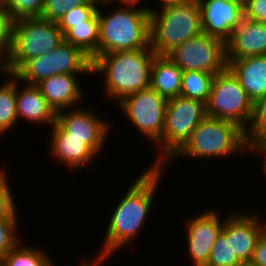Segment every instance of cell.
Segmentation results:
<instances>
[{"label": "cell", "mask_w": 266, "mask_h": 266, "mask_svg": "<svg viewBox=\"0 0 266 266\" xmlns=\"http://www.w3.org/2000/svg\"><path fill=\"white\" fill-rule=\"evenodd\" d=\"M164 170L163 167L150 166L136 177L130 188L128 187V191L110 214L103 245L97 252L101 260H109L114 253L129 245L141 234L156 199V189L160 187L158 185Z\"/></svg>", "instance_id": "1"}, {"label": "cell", "mask_w": 266, "mask_h": 266, "mask_svg": "<svg viewBox=\"0 0 266 266\" xmlns=\"http://www.w3.org/2000/svg\"><path fill=\"white\" fill-rule=\"evenodd\" d=\"M154 55L150 46L99 55L92 61L91 73L104 76L105 98L118 103L126 96L150 87Z\"/></svg>", "instance_id": "2"}, {"label": "cell", "mask_w": 266, "mask_h": 266, "mask_svg": "<svg viewBox=\"0 0 266 266\" xmlns=\"http://www.w3.org/2000/svg\"><path fill=\"white\" fill-rule=\"evenodd\" d=\"M100 7V8H99ZM97 10L99 22L98 56L116 51L136 50L150 46V15L146 6L119 5L105 15Z\"/></svg>", "instance_id": "3"}, {"label": "cell", "mask_w": 266, "mask_h": 266, "mask_svg": "<svg viewBox=\"0 0 266 266\" xmlns=\"http://www.w3.org/2000/svg\"><path fill=\"white\" fill-rule=\"evenodd\" d=\"M150 47L156 55H168L188 39L203 33L197 0L149 9Z\"/></svg>", "instance_id": "4"}, {"label": "cell", "mask_w": 266, "mask_h": 266, "mask_svg": "<svg viewBox=\"0 0 266 266\" xmlns=\"http://www.w3.org/2000/svg\"><path fill=\"white\" fill-rule=\"evenodd\" d=\"M240 152L243 154L248 152L245 131L233 122L206 116L193 130L189 140L163 168L166 169L180 156L204 160L209 157L228 158Z\"/></svg>", "instance_id": "5"}, {"label": "cell", "mask_w": 266, "mask_h": 266, "mask_svg": "<svg viewBox=\"0 0 266 266\" xmlns=\"http://www.w3.org/2000/svg\"><path fill=\"white\" fill-rule=\"evenodd\" d=\"M64 42L58 23L40 17L12 21L9 55L0 71L14 74L27 60L49 53Z\"/></svg>", "instance_id": "6"}, {"label": "cell", "mask_w": 266, "mask_h": 266, "mask_svg": "<svg viewBox=\"0 0 266 266\" xmlns=\"http://www.w3.org/2000/svg\"><path fill=\"white\" fill-rule=\"evenodd\" d=\"M205 117L206 106L200 101L180 95L168 99L162 137L156 144L161 152L152 167H163L184 146Z\"/></svg>", "instance_id": "7"}, {"label": "cell", "mask_w": 266, "mask_h": 266, "mask_svg": "<svg viewBox=\"0 0 266 266\" xmlns=\"http://www.w3.org/2000/svg\"><path fill=\"white\" fill-rule=\"evenodd\" d=\"M253 105L228 68L215 74L205 105L206 116L233 122L246 131L253 116Z\"/></svg>", "instance_id": "8"}, {"label": "cell", "mask_w": 266, "mask_h": 266, "mask_svg": "<svg viewBox=\"0 0 266 266\" xmlns=\"http://www.w3.org/2000/svg\"><path fill=\"white\" fill-rule=\"evenodd\" d=\"M92 62L79 48L63 42L49 53L27 60L13 75L24 84L37 85L59 74H91Z\"/></svg>", "instance_id": "9"}, {"label": "cell", "mask_w": 266, "mask_h": 266, "mask_svg": "<svg viewBox=\"0 0 266 266\" xmlns=\"http://www.w3.org/2000/svg\"><path fill=\"white\" fill-rule=\"evenodd\" d=\"M166 101L148 87L126 96L117 105L136 130L156 145L163 133Z\"/></svg>", "instance_id": "10"}, {"label": "cell", "mask_w": 266, "mask_h": 266, "mask_svg": "<svg viewBox=\"0 0 266 266\" xmlns=\"http://www.w3.org/2000/svg\"><path fill=\"white\" fill-rule=\"evenodd\" d=\"M183 71L218 74L227 68L225 43L202 33L186 40L167 55Z\"/></svg>", "instance_id": "11"}, {"label": "cell", "mask_w": 266, "mask_h": 266, "mask_svg": "<svg viewBox=\"0 0 266 266\" xmlns=\"http://www.w3.org/2000/svg\"><path fill=\"white\" fill-rule=\"evenodd\" d=\"M80 106L56 113V122L68 133V137L83 140L99 156L106 145L111 125L95 111Z\"/></svg>", "instance_id": "12"}, {"label": "cell", "mask_w": 266, "mask_h": 266, "mask_svg": "<svg viewBox=\"0 0 266 266\" xmlns=\"http://www.w3.org/2000/svg\"><path fill=\"white\" fill-rule=\"evenodd\" d=\"M216 209H208L200 215L186 220L187 256L192 260V266H206L214 242L221 233L224 220Z\"/></svg>", "instance_id": "13"}, {"label": "cell", "mask_w": 266, "mask_h": 266, "mask_svg": "<svg viewBox=\"0 0 266 266\" xmlns=\"http://www.w3.org/2000/svg\"><path fill=\"white\" fill-rule=\"evenodd\" d=\"M247 213H227L222 229L230 240L232 251L241 262L250 261L258 239L266 231V220L263 223L259 220L261 214Z\"/></svg>", "instance_id": "14"}, {"label": "cell", "mask_w": 266, "mask_h": 266, "mask_svg": "<svg viewBox=\"0 0 266 266\" xmlns=\"http://www.w3.org/2000/svg\"><path fill=\"white\" fill-rule=\"evenodd\" d=\"M203 33L226 43L243 18V8L229 0H197Z\"/></svg>", "instance_id": "15"}, {"label": "cell", "mask_w": 266, "mask_h": 266, "mask_svg": "<svg viewBox=\"0 0 266 266\" xmlns=\"http://www.w3.org/2000/svg\"><path fill=\"white\" fill-rule=\"evenodd\" d=\"M226 60L266 55V23L242 18L225 43Z\"/></svg>", "instance_id": "16"}, {"label": "cell", "mask_w": 266, "mask_h": 266, "mask_svg": "<svg viewBox=\"0 0 266 266\" xmlns=\"http://www.w3.org/2000/svg\"><path fill=\"white\" fill-rule=\"evenodd\" d=\"M51 127L49 151L52 158L59 160L62 166L69 167L70 171L93 163L98 155L83 140L68 137V133L57 122Z\"/></svg>", "instance_id": "17"}, {"label": "cell", "mask_w": 266, "mask_h": 266, "mask_svg": "<svg viewBox=\"0 0 266 266\" xmlns=\"http://www.w3.org/2000/svg\"><path fill=\"white\" fill-rule=\"evenodd\" d=\"M78 75H53L37 84L42 95L55 113L75 108L76 105L82 104L81 102L85 94H83L84 91L80 87L79 78L77 79Z\"/></svg>", "instance_id": "18"}, {"label": "cell", "mask_w": 266, "mask_h": 266, "mask_svg": "<svg viewBox=\"0 0 266 266\" xmlns=\"http://www.w3.org/2000/svg\"><path fill=\"white\" fill-rule=\"evenodd\" d=\"M226 61L253 103L266 96V55Z\"/></svg>", "instance_id": "19"}, {"label": "cell", "mask_w": 266, "mask_h": 266, "mask_svg": "<svg viewBox=\"0 0 266 266\" xmlns=\"http://www.w3.org/2000/svg\"><path fill=\"white\" fill-rule=\"evenodd\" d=\"M16 78V109L17 118L32 124H47L50 127L56 122V113L49 106L37 85L27 84L19 89ZM34 122V123H33Z\"/></svg>", "instance_id": "20"}, {"label": "cell", "mask_w": 266, "mask_h": 266, "mask_svg": "<svg viewBox=\"0 0 266 266\" xmlns=\"http://www.w3.org/2000/svg\"><path fill=\"white\" fill-rule=\"evenodd\" d=\"M183 70L167 55H154L150 87L166 100L180 95Z\"/></svg>", "instance_id": "21"}, {"label": "cell", "mask_w": 266, "mask_h": 266, "mask_svg": "<svg viewBox=\"0 0 266 266\" xmlns=\"http://www.w3.org/2000/svg\"><path fill=\"white\" fill-rule=\"evenodd\" d=\"M99 22L97 12L86 24L72 27L65 35L64 41L79 48L91 62L98 56Z\"/></svg>", "instance_id": "22"}, {"label": "cell", "mask_w": 266, "mask_h": 266, "mask_svg": "<svg viewBox=\"0 0 266 266\" xmlns=\"http://www.w3.org/2000/svg\"><path fill=\"white\" fill-rule=\"evenodd\" d=\"M7 80L0 85V138L18 122L16 109V77L0 71ZM10 78V79H9Z\"/></svg>", "instance_id": "23"}, {"label": "cell", "mask_w": 266, "mask_h": 266, "mask_svg": "<svg viewBox=\"0 0 266 266\" xmlns=\"http://www.w3.org/2000/svg\"><path fill=\"white\" fill-rule=\"evenodd\" d=\"M20 244L18 242L3 256L2 266H52L54 264L53 258L43 249Z\"/></svg>", "instance_id": "24"}, {"label": "cell", "mask_w": 266, "mask_h": 266, "mask_svg": "<svg viewBox=\"0 0 266 266\" xmlns=\"http://www.w3.org/2000/svg\"><path fill=\"white\" fill-rule=\"evenodd\" d=\"M214 76V74L201 71H183L180 96L200 101L206 105Z\"/></svg>", "instance_id": "25"}, {"label": "cell", "mask_w": 266, "mask_h": 266, "mask_svg": "<svg viewBox=\"0 0 266 266\" xmlns=\"http://www.w3.org/2000/svg\"><path fill=\"white\" fill-rule=\"evenodd\" d=\"M0 6L14 21L16 19L41 17L44 0H0Z\"/></svg>", "instance_id": "26"}, {"label": "cell", "mask_w": 266, "mask_h": 266, "mask_svg": "<svg viewBox=\"0 0 266 266\" xmlns=\"http://www.w3.org/2000/svg\"><path fill=\"white\" fill-rule=\"evenodd\" d=\"M101 0H88L85 4L67 11L58 21L61 32L65 35L72 27L86 24L98 10Z\"/></svg>", "instance_id": "27"}, {"label": "cell", "mask_w": 266, "mask_h": 266, "mask_svg": "<svg viewBox=\"0 0 266 266\" xmlns=\"http://www.w3.org/2000/svg\"><path fill=\"white\" fill-rule=\"evenodd\" d=\"M242 262L232 251L230 240L221 231L211 250L206 266H239Z\"/></svg>", "instance_id": "28"}, {"label": "cell", "mask_w": 266, "mask_h": 266, "mask_svg": "<svg viewBox=\"0 0 266 266\" xmlns=\"http://www.w3.org/2000/svg\"><path fill=\"white\" fill-rule=\"evenodd\" d=\"M15 209L9 216L0 218V258L10 251L18 242V215ZM18 225V226H17Z\"/></svg>", "instance_id": "29"}, {"label": "cell", "mask_w": 266, "mask_h": 266, "mask_svg": "<svg viewBox=\"0 0 266 266\" xmlns=\"http://www.w3.org/2000/svg\"><path fill=\"white\" fill-rule=\"evenodd\" d=\"M266 137V96L257 100L253 105V116L245 131L246 142Z\"/></svg>", "instance_id": "30"}, {"label": "cell", "mask_w": 266, "mask_h": 266, "mask_svg": "<svg viewBox=\"0 0 266 266\" xmlns=\"http://www.w3.org/2000/svg\"><path fill=\"white\" fill-rule=\"evenodd\" d=\"M88 0H44L42 19L57 22L67 11L85 4Z\"/></svg>", "instance_id": "31"}, {"label": "cell", "mask_w": 266, "mask_h": 266, "mask_svg": "<svg viewBox=\"0 0 266 266\" xmlns=\"http://www.w3.org/2000/svg\"><path fill=\"white\" fill-rule=\"evenodd\" d=\"M8 174L0 167V218L9 216L16 208L11 185L7 180Z\"/></svg>", "instance_id": "32"}, {"label": "cell", "mask_w": 266, "mask_h": 266, "mask_svg": "<svg viewBox=\"0 0 266 266\" xmlns=\"http://www.w3.org/2000/svg\"><path fill=\"white\" fill-rule=\"evenodd\" d=\"M12 20L7 12L0 6V67L6 61L11 46Z\"/></svg>", "instance_id": "33"}, {"label": "cell", "mask_w": 266, "mask_h": 266, "mask_svg": "<svg viewBox=\"0 0 266 266\" xmlns=\"http://www.w3.org/2000/svg\"><path fill=\"white\" fill-rule=\"evenodd\" d=\"M243 17L250 21L266 23V0H249L243 8Z\"/></svg>", "instance_id": "34"}, {"label": "cell", "mask_w": 266, "mask_h": 266, "mask_svg": "<svg viewBox=\"0 0 266 266\" xmlns=\"http://www.w3.org/2000/svg\"><path fill=\"white\" fill-rule=\"evenodd\" d=\"M249 262L257 266H266V231L258 239Z\"/></svg>", "instance_id": "35"}, {"label": "cell", "mask_w": 266, "mask_h": 266, "mask_svg": "<svg viewBox=\"0 0 266 266\" xmlns=\"http://www.w3.org/2000/svg\"><path fill=\"white\" fill-rule=\"evenodd\" d=\"M254 152L256 154L259 153L260 156L264 155V162H263L262 170L264 174L266 175V137L252 141L248 145V153H250L251 155L252 154L255 155Z\"/></svg>", "instance_id": "36"}, {"label": "cell", "mask_w": 266, "mask_h": 266, "mask_svg": "<svg viewBox=\"0 0 266 266\" xmlns=\"http://www.w3.org/2000/svg\"><path fill=\"white\" fill-rule=\"evenodd\" d=\"M80 260V265L79 266H102V264H104V261L101 260L97 255L94 256V259L91 258H85V256H83ZM55 264H53L52 266H54ZM56 266V265H55Z\"/></svg>", "instance_id": "37"}, {"label": "cell", "mask_w": 266, "mask_h": 266, "mask_svg": "<svg viewBox=\"0 0 266 266\" xmlns=\"http://www.w3.org/2000/svg\"><path fill=\"white\" fill-rule=\"evenodd\" d=\"M103 8L111 5H114V3L119 2L120 5H132V6H140V1L142 0H101ZM113 3V4H112ZM122 3V4H121ZM139 4V5H138ZM105 6V7H104Z\"/></svg>", "instance_id": "38"}, {"label": "cell", "mask_w": 266, "mask_h": 266, "mask_svg": "<svg viewBox=\"0 0 266 266\" xmlns=\"http://www.w3.org/2000/svg\"><path fill=\"white\" fill-rule=\"evenodd\" d=\"M157 1H159V3H160L159 6L164 7L167 5L180 4L182 2H190L192 0H157Z\"/></svg>", "instance_id": "39"}, {"label": "cell", "mask_w": 266, "mask_h": 266, "mask_svg": "<svg viewBox=\"0 0 266 266\" xmlns=\"http://www.w3.org/2000/svg\"><path fill=\"white\" fill-rule=\"evenodd\" d=\"M229 1H232L236 4H238L241 8H244L247 3L249 2V0H229Z\"/></svg>", "instance_id": "40"}, {"label": "cell", "mask_w": 266, "mask_h": 266, "mask_svg": "<svg viewBox=\"0 0 266 266\" xmlns=\"http://www.w3.org/2000/svg\"><path fill=\"white\" fill-rule=\"evenodd\" d=\"M239 266H257V265H254L250 262H242Z\"/></svg>", "instance_id": "41"}]
</instances>
